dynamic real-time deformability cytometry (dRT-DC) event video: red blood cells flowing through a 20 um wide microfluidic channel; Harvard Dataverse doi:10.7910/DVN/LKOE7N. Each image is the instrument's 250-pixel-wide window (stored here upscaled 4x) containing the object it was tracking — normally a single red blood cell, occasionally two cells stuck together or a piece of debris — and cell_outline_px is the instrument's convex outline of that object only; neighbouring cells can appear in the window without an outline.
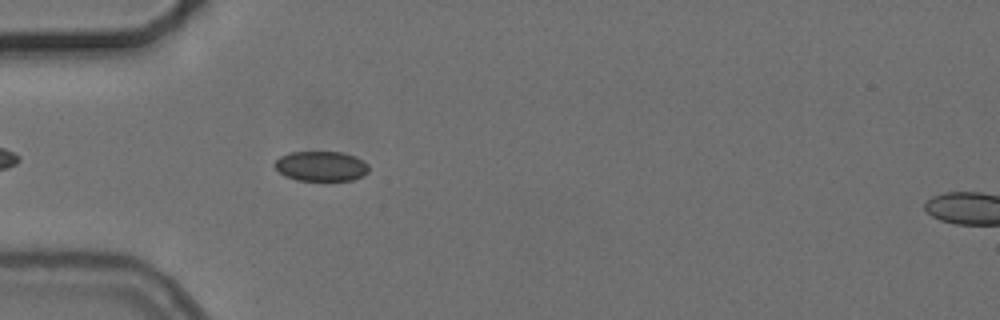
{"species": "common noctule bat (a hibernating species)", "species_latin": "Nyctalus noctula", "temperature_condition": "cold", "stored_images_in_passage": 43, "camera_frame_rate_fps": 3000, "um_per_image_px": 0.085, "animal": {"sex": "female", "body_mass_g": 24.6, "forearm_length_mm": 56.2}, "frame": {"image": 1, "passage_image": 6, "time_ms": 1.667, "image_size_px": [1000, 320], "cell_outline_px": [[368, 172], [364, 176], [352, 180], [296, 180], [284, 176], [272, 164], [280, 156], [292, 152], [344, 152], [356, 156], [364, 160], [368, 164]], "centroid_in_image_um": [27.31, 14.12], "position_along_channel_um": 57.7, "area_um2": 16.59}}
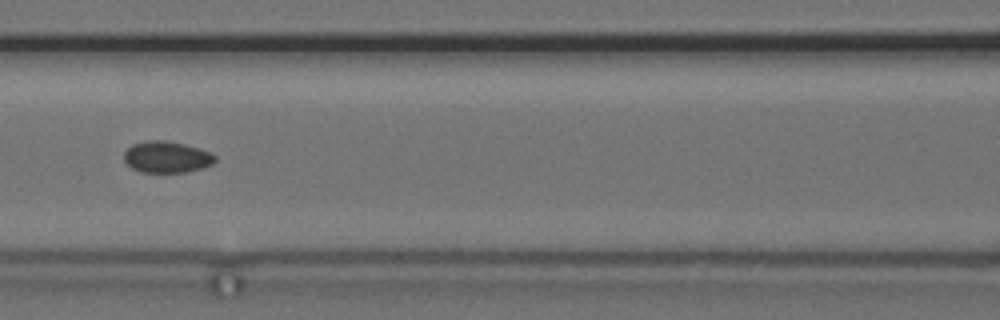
{"frame": {"image": 2, "passage_image": 14, "time_ms": 4.333, "image_size_px": [1000, 320], "cell_outline_px": [[216, 160], [212, 164], [200, 168], [184, 172], [140, 172], [132, 168], [124, 160], [124, 152], [132, 144], [148, 140], [164, 140], [184, 144], [200, 148], [216, 156]], "centroid_in_image_um": [14.15, 13.34], "position_along_channel_um": 152.4, "area_um2": 16.59}}
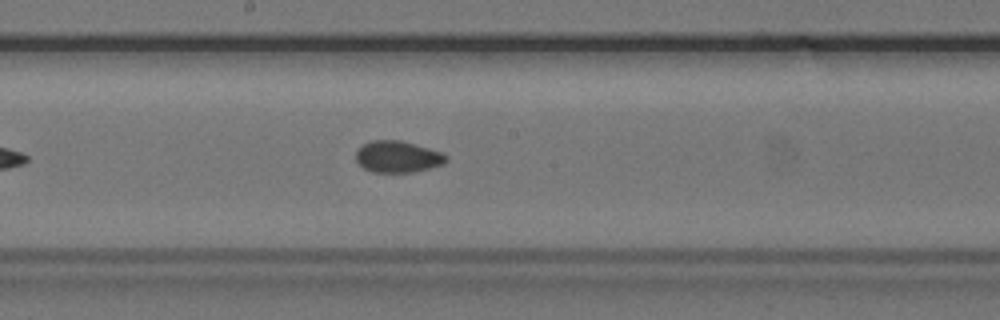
{"frame": {"image": 3, "passage_image": 19, "time_ms": 6.0, "image_size_px": [1000, 320], "cell_outline_px": [[448, 160], [444, 164], [412, 172], [372, 172], [364, 168], [356, 160], [356, 152], [364, 144], [372, 140], [400, 140], [428, 148], [440, 152], [448, 156]], "centroid_in_image_um": [33.81, 13.32], "position_along_channel_um": 214.4, "area_um2": 16.42}, "authors_computed_cell_mechanics": {"area_um2": 16.6464, "velocity_mm_per_s": 3.7267, "shape_relaxation_time_tau1_ms": null, "shape_relaxation_time_tau2_ms": 1.783, "deformation_change_tau1": null, "deformation_change_tau2": 0.0527}}